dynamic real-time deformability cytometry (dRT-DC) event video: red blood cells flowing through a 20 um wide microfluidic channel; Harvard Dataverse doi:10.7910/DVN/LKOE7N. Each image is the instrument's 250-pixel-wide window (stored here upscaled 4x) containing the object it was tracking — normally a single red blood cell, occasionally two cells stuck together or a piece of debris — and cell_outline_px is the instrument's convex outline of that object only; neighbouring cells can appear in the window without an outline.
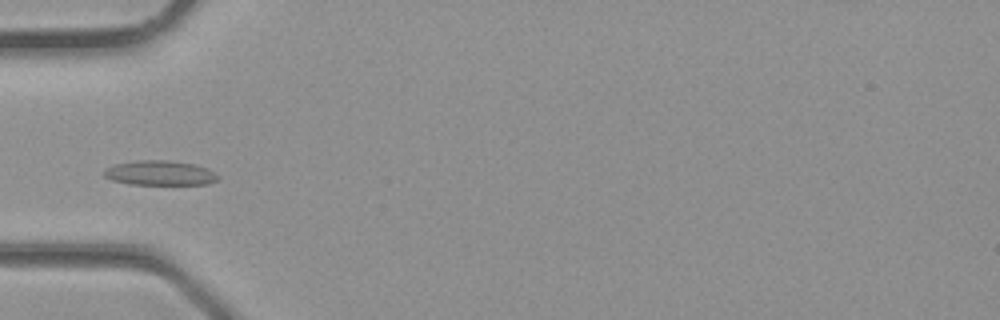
{"species": "common noctule bat (a hibernating species)", "species_latin": "Nyctalus noctula", "temperature_condition": "room temperature", "stored_images_in_passage": 3, "camera_frame_rate_fps": 3000, "um_per_image_px": 0.085, "animal": {"sex": "male", "body_mass_g": 23.1, "forearm_length_mm": 52.7}, "frame": {"image": 1, "passage_image": 3, "time_ms": 0.667, "image_size_px": [1000, 320], "cell_outline_px": [[220, 180], [208, 184], [128, 184], [112, 180], [104, 176], [104, 168], [116, 164], [136, 160], [168, 160], [196, 164], [208, 168], [220, 176]], "centroid_in_image_um": [13.63, 14.7], "position_along_channel_um": 71.4, "area_um2": 16.59}}